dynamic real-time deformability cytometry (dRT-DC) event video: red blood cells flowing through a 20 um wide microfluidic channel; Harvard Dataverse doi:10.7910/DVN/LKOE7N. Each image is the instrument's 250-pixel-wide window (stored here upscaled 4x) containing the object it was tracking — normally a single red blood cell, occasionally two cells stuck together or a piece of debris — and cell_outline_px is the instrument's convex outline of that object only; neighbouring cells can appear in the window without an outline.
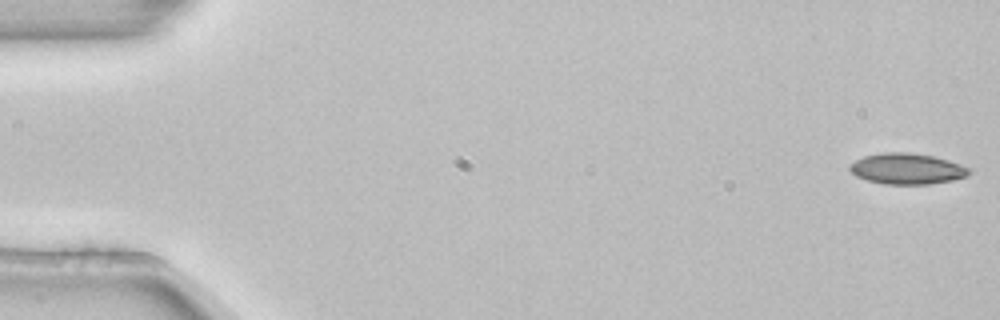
{"species": "common noctule bat (a hibernating species)", "species_latin": "Nyctalus noctula", "temperature_condition": "room temperature", "stored_images_in_passage": 4, "camera_frame_rate_fps": 3000, "um_per_image_px": 0.085, "animal": {"sex": "female", "body_mass_g": 22.7, "forearm_length_mm": 54.2}, "frame": {"image": 1, "passage_image": 1, "time_ms": 0.0, "image_size_px": [1000, 320], "cell_outline_px": [[972, 172], [968, 176], [952, 180], [928, 184], [884, 184], [868, 180], [856, 176], [848, 168], [848, 164], [864, 156], [884, 152], [908, 152], [932, 156], [948, 160], [972, 168]], "centroid_in_image_um": [77.11, 14.34], "position_along_channel_um": 7.9, "area_um2": 21.56}}